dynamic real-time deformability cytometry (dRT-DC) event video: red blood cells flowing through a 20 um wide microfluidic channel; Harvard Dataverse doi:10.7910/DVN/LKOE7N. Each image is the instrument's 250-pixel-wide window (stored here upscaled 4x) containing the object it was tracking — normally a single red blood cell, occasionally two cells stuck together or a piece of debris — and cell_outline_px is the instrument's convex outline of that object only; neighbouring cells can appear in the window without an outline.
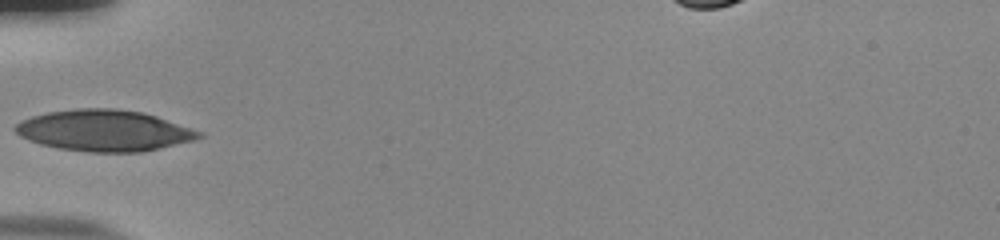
{"species": "human", "species_latin": "Homo sapiens", "temperature_condition": "room temperature", "stored_images_in_passage": 19, "camera_frame_rate_fps": 3000, "um_per_image_px": 0.085, "donor": {"sex": "male"}, "frame": {"image": 1, "passage_image": 1, "time_ms": 0.0, "image_size_px": [1000, 240], "cell_outline_px": [[204, 136], [196, 140], [160, 148], [140, 152], [92, 152], [56, 148], [40, 144], [28, 140], [20, 136], [12, 128], [20, 120], [32, 116], [48, 112], [76, 108], [116, 108], [144, 112], [204, 132]], "centroid_in_image_um": [8.86, 11.09], "position_along_channel_um": 76.1, "area_um2": 44.45}}
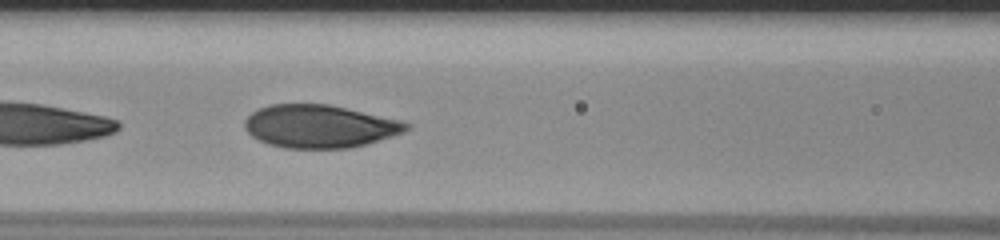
{"frame": {"image": 2, "passage_image": 6, "time_ms": 1.667, "image_size_px": [1000, 240], "cell_outline_px": [[412, 128], [404, 132], [392, 136], [364, 144], [348, 148], [284, 148], [268, 144], [252, 136], [244, 128], [244, 120], [256, 108], [272, 104], [328, 104], [404, 120], [412, 124]], "centroid_in_image_um": [27.19, 10.72], "position_along_channel_um": 139.4, "area_um2": 40.69}}
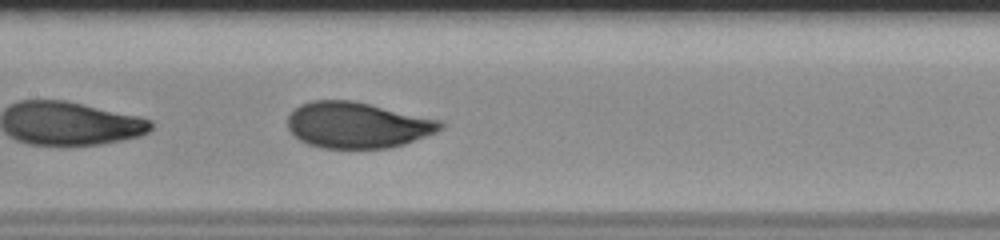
{"frame": {"image": 3, "passage_image": 9, "time_ms": 2.667, "image_size_px": [1000, 240], "cell_outline_px": [[444, 128], [436, 132], [404, 144], [388, 148], [324, 148], [308, 144], [292, 136], [288, 128], [288, 116], [300, 104], [312, 100], [352, 100], [444, 120]], "centroid_in_image_um": [30.39, 10.62], "position_along_channel_um": 177.0, "area_um2": 41.21}}